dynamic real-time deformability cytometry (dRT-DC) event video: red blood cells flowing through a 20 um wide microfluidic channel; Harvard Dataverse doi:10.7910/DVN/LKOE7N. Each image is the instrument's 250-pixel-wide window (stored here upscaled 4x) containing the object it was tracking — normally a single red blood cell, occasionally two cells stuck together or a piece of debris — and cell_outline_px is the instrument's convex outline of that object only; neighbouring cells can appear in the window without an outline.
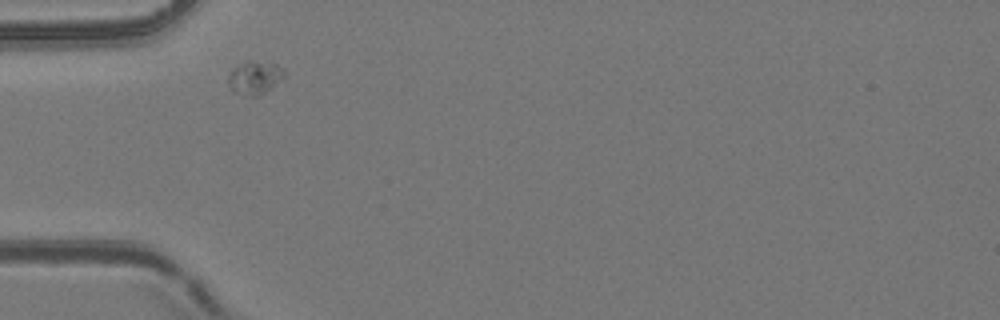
{"species": "common noctule bat (a hibernating species)", "species_latin": "Nyctalus noctula", "temperature_condition": "room temperature", "stored_images_in_passage": 1, "camera_frame_rate_fps": 3000, "um_per_image_px": 0.085, "animal": {"sex": "female", "body_mass_g": 24.6, "forearm_length_mm": 56.2}, "frame": {"image": 1, "passage_image": 1, "time_ms": 0.0, "image_size_px": [1000, 320], "cell_outline_px": [[284, 76], [272, 88], [256, 96], [244, 96], [232, 92], [228, 84], [228, 72], [240, 64], [248, 60], [276, 64], [284, 68]], "centroid_in_image_um": [21.62, 6.61], "position_along_channel_um": 63.4, "area_um2": 10.92}}